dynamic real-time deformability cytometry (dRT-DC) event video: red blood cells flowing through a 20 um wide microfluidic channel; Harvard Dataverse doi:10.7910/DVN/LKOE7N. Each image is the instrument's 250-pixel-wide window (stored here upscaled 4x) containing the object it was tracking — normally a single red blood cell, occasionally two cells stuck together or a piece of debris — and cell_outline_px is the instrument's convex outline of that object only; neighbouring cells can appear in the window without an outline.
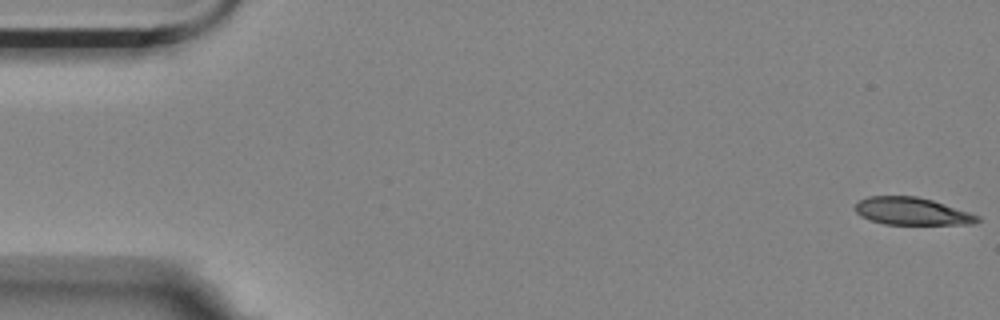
{"species": "Egyptian fruit bat (a non-hibernating species)", "species_latin": "Rousettus aegyptiacus", "temperature_condition": "room temperature", "stored_images_in_passage": 10, "camera_frame_rate_fps": 3000, "um_per_image_px": 0.085, "animal": {"sex": "female"}, "frame": {"image": 1, "passage_image": 1, "time_ms": 0.0, "image_size_px": [1000, 320], "cell_outline_px": [[980, 220], [972, 224], [884, 224], [860, 216], [852, 208], [860, 200], [868, 196], [916, 196], [932, 200], [980, 216]], "centroid_in_image_um": [77.47, 17.95], "position_along_channel_um": 7.5, "area_um2": 19.42}}
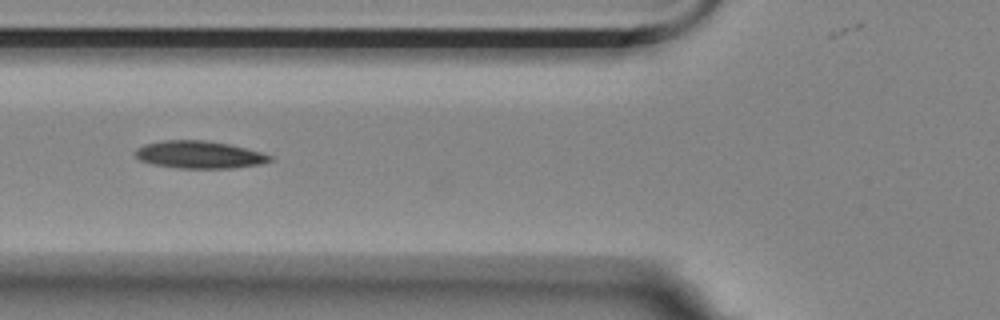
{"frame": {"image": 2, "passage_image": 6, "time_ms": 1.667, "image_size_px": [1000, 320], "cell_outline_px": [[272, 160], [260, 164], [232, 168], [176, 168], [152, 164], [140, 160], [132, 152], [136, 148], [144, 144], [164, 140], [204, 140], [228, 144], [260, 152], [272, 156]], "centroid_in_image_um": [16.88, 13.15], "position_along_channel_um": 108.9, "area_um2": 21.5}}
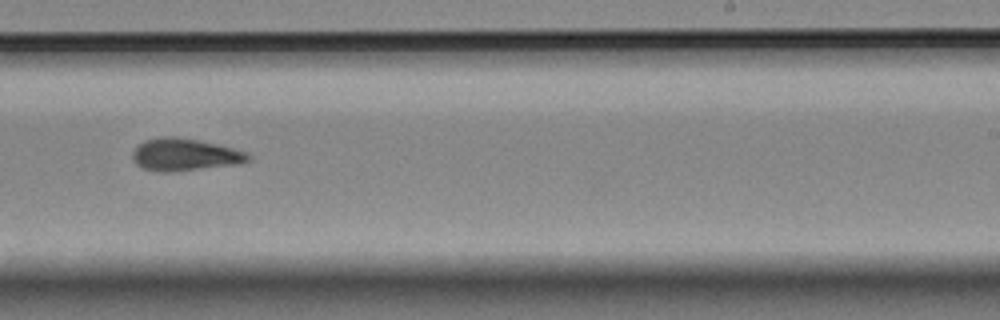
{"frame": {"image": 3, "passage_image": 10, "time_ms": 3.0, "image_size_px": [1000, 320], "cell_outline_px": [[252, 160], [236, 164], [168, 172], [160, 172], [144, 168], [136, 164], [132, 160], [132, 152], [144, 140], [160, 136], [172, 136], [200, 140], [248, 152], [252, 156]], "centroid_in_image_um": [15.7, 13.13], "position_along_channel_um": 273.3, "area_um2": 21.73}}